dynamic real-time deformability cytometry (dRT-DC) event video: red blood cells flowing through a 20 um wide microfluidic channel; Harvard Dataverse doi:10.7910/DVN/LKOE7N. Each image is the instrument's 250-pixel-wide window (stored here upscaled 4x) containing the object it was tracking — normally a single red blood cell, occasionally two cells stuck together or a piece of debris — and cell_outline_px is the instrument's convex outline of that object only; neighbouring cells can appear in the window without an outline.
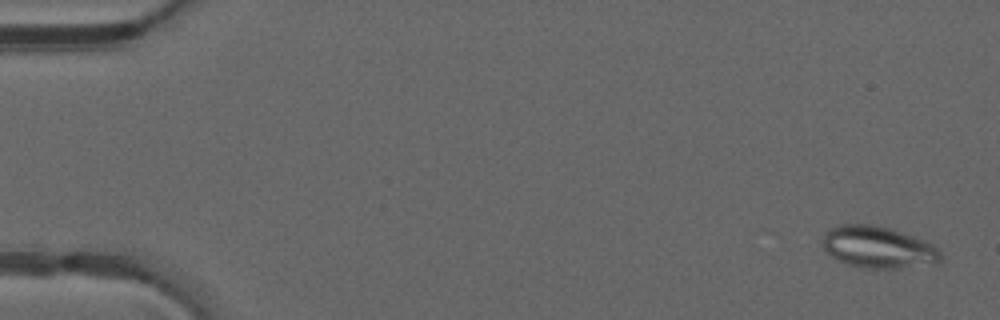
{"species": "common noctule bat (a hibernating species)", "species_latin": "Nyctalus noctula", "temperature_condition": "warm", "stored_images_in_passage": 49, "camera_frame_rate_fps": 3000, "um_per_image_px": 0.085, "animal": {"sex": "male", "forearm_length_mm": 52.5}, "frame": {"image": 1, "passage_image": 2, "time_ms": 0.333, "image_size_px": [1000, 320], "cell_outline_px": [[940, 260], [936, 264], [896, 268], [864, 268], [848, 264], [832, 256], [824, 248], [824, 236], [832, 228], [840, 224], [868, 224], [888, 228], [924, 240], [932, 244], [940, 252]], "centroid_in_image_um": [74.67, 21.02], "position_along_channel_um": 10.3, "area_um2": 28.15}}
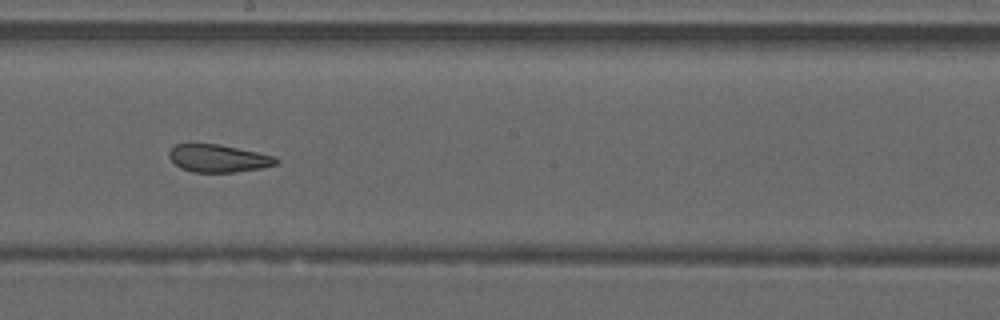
{"frame": {"image": 2, "passage_image": 28, "time_ms": 9.0, "image_size_px": [1000, 320], "cell_outline_px": [[280, 160], [276, 164], [260, 168], [232, 172], [192, 172], [180, 168], [168, 156], [168, 152], [176, 144], [220, 144], [276, 156]], "centroid_in_image_um": [18.56, 13.45], "position_along_channel_um": 229.6, "area_um2": 17.17}}
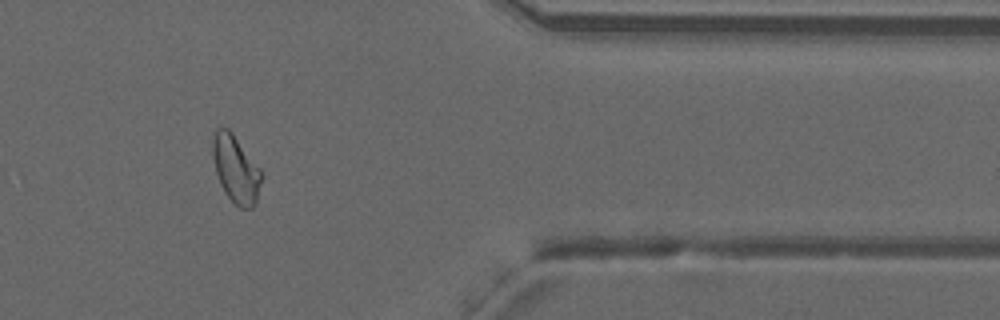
{"frame": {"image": 3, "passage_image": 41, "time_ms": 13.333, "image_size_px": [1000, 320], "cell_outline_px": [[264, 176], [256, 204], [252, 208], [240, 208], [228, 196], [220, 184], [216, 172], [212, 156], [212, 140], [216, 128], [228, 128], [232, 132], [264, 172]], "centroid_in_image_um": [20.08, 14.37], "position_along_channel_um": 391.3, "area_um2": 19.48}, "authors_computed_cell_mechanics": {"area_um2": 20.3456, "velocity_mm_per_s": 4.2235, "shape_relaxation_time_tau1_ms": null, "shape_relaxation_time_tau2_ms": 1.7539, "deformation_change_tau1": null, "deformation_change_tau2": 0.0955}}